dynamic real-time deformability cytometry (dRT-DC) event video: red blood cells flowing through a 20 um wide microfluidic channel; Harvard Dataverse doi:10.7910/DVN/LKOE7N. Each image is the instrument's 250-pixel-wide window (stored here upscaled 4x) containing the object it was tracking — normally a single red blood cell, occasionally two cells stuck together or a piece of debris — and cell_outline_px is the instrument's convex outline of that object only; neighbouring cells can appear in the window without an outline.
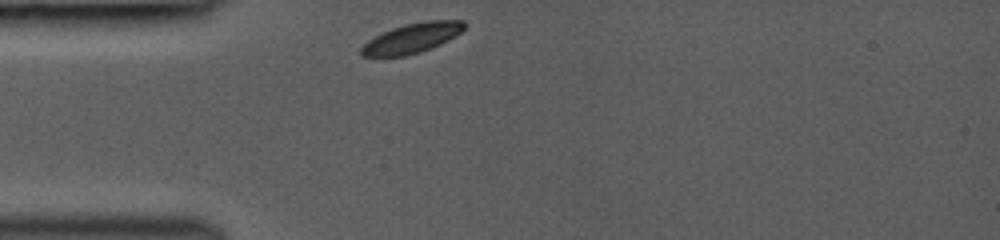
{"species": "common noctule bat (a hibernating species)", "species_latin": "Nyctalus noctula", "temperature_condition": "room temperature", "stored_images_in_passage": 1, "camera_frame_rate_fps": 3000, "um_per_image_px": 0.085, "animal": {"sex": "female", "body_mass_g": 19.0, "forearm_length_mm": 53.3}, "frame": {"image": 1, "passage_image": 1, "time_ms": 0.0, "image_size_px": [1000, 240], "cell_outline_px": [[464, 28], [456, 36], [432, 48], [420, 52], [404, 56], [360, 56], [360, 48], [368, 40], [392, 28], [404, 24], [428, 20], [464, 20]], "centroid_in_image_um": [35.02, 3.24], "position_along_channel_um": 50.0, "area_um2": 17.8}}